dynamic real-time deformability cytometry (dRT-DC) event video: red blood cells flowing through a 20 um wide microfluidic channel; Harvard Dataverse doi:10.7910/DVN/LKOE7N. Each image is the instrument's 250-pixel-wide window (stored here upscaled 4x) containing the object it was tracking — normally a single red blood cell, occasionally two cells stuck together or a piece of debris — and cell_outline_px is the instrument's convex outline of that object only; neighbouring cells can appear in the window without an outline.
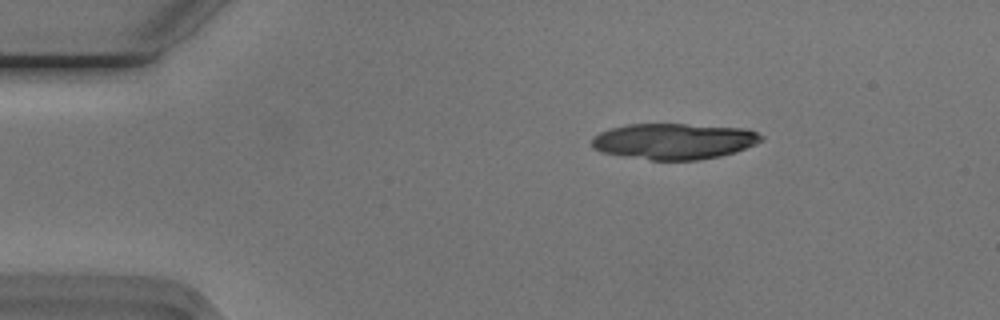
{"species": "Egyptian fruit bat (a non-hibernating species)", "species_latin": "Rousettus aegyptiacus", "temperature_condition": "cold", "stored_images_in_passage": 11, "camera_frame_rate_fps": 3000, "um_per_image_px": 0.085, "animal": {"sex": "male"}, "frame": {"image": 1, "passage_image": 2, "time_ms": 0.333, "image_size_px": [1000, 320], "cell_outline_px": [[764, 140], [756, 144], [736, 152], [720, 156], [700, 160], [652, 160], [624, 156], [600, 152], [592, 148], [592, 136], [600, 132], [612, 128], [628, 124], [684, 124], [744, 128], [756, 132], [764, 136]], "centroid_in_image_um": [57.29, 12.01], "position_along_channel_um": 27.7, "area_um2": 35.66}}